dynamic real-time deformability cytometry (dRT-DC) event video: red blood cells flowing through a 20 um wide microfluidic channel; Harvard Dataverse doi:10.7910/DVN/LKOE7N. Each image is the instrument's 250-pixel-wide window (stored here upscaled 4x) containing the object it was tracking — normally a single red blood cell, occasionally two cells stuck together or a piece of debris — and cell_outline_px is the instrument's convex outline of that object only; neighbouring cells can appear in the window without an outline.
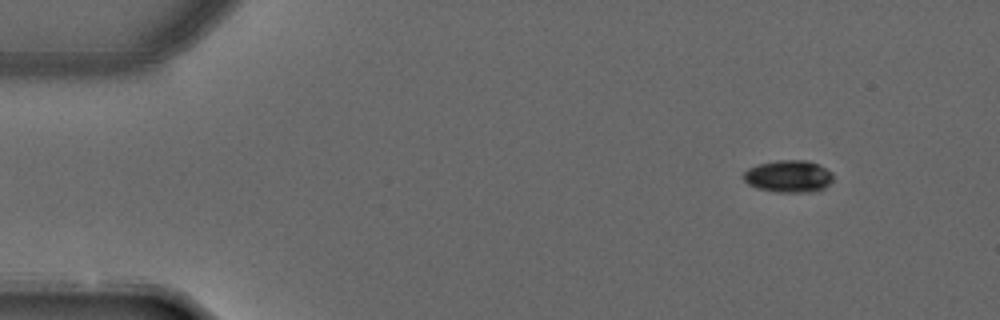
{"species": "common noctule bat (a hibernating species)", "species_latin": "Nyctalus noctula", "temperature_condition": "warm", "stored_images_in_passage": 4, "segment_of_instrument_passage": [2, 2], "camera_frame_rate_fps": 3000, "um_per_image_px": 0.085, "animal": {"sex": "male", "forearm_length_mm": 52.5}, "frame": {"image": 1, "passage_image": 4, "time_ms": 1.0, "image_size_px": [1000, 320], "cell_outline_px": [[832, 180], [824, 188], [812, 192], [776, 192], [756, 188], [748, 184], [744, 180], [744, 172], [748, 168], [760, 164], [776, 160], [808, 160], [832, 172]], "centroid_in_image_um": [67.01, 14.99], "position_along_channel_um": 18.0, "area_um2": 16.7}}